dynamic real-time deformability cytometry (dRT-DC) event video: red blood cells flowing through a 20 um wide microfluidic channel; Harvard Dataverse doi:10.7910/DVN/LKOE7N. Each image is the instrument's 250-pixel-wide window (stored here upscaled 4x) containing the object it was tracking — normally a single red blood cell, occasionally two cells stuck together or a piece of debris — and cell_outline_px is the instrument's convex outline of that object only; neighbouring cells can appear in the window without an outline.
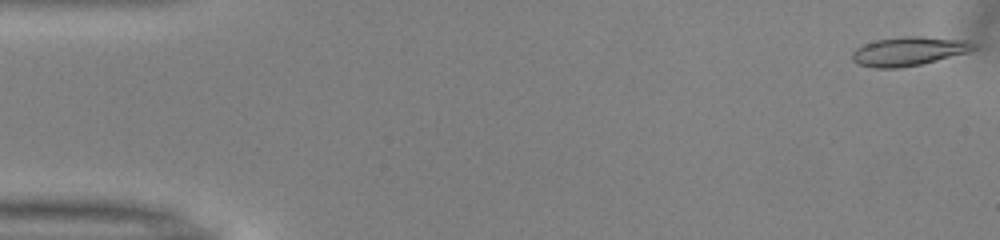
{"species": "common noctule bat (a hibernating species)", "species_latin": "Nyctalus noctula", "temperature_condition": "warm", "stored_images_in_passage": 14, "camera_frame_rate_fps": 3000, "um_per_image_px": 0.085, "animal": {"sex": "male", "body_mass_g": 13.0, "forearm_length_mm": 53.1}, "frame": {"image": 1, "passage_image": 1, "time_ms": 0.0, "image_size_px": [1000, 240], "cell_outline_px": [[976, 48], [968, 52], [920, 64], [900, 68], [876, 68], [860, 64], [852, 60], [852, 52], [856, 48], [864, 44], [876, 40], [904, 36], [920, 36], [972, 40], [976, 44]], "centroid_in_image_um": [77.27, 4.34], "position_along_channel_um": 7.7, "area_um2": 20.46}}
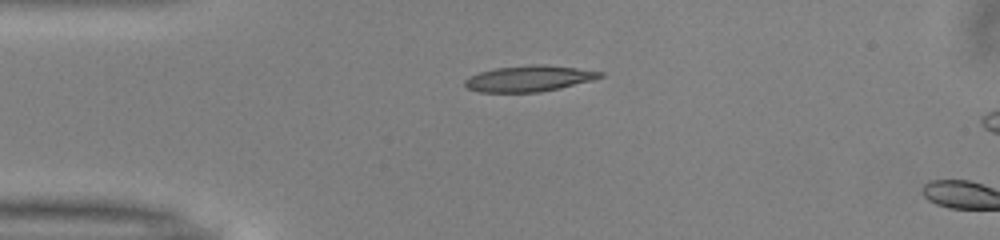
{"frame": {"image": 2, "passage_image": 12, "time_ms": 3.667, "image_size_px": [1000, 240], "cell_outline_px": [[604, 76], [592, 80], [560, 88], [540, 92], [480, 92], [468, 88], [464, 84], [464, 80], [468, 76], [480, 72], [496, 68], [536, 64], [544, 64], [576, 68], [604, 72]], "centroid_in_image_um": [44.97, 6.67], "position_along_channel_um": 40.0, "area_um2": 20.4}}